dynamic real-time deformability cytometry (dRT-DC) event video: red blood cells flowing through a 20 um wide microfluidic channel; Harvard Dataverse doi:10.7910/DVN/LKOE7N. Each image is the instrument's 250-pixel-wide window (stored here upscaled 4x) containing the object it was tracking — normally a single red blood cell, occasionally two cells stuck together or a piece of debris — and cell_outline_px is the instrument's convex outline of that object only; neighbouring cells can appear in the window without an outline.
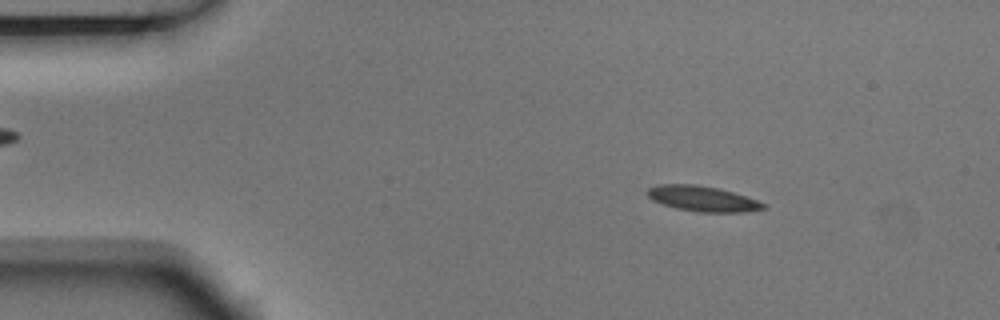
{"species": "Egyptian fruit bat (a non-hibernating species)", "species_latin": "Rousettus aegyptiacus", "temperature_condition": "room temperature", "stored_images_in_passage": 4, "camera_frame_rate_fps": 3000, "um_per_image_px": 0.085, "animal": {"sex": "male"}, "frame": {"image": 1, "passage_image": 2, "time_ms": 0.333, "image_size_px": [1000, 320], "cell_outline_px": [[768, 208], [744, 212], [700, 212], [676, 208], [652, 200], [648, 196], [648, 188], [656, 184], [692, 184], [720, 188], [768, 204]], "centroid_in_image_um": [59.74, 16.89], "position_along_channel_um": 25.3, "area_um2": 17.11}}